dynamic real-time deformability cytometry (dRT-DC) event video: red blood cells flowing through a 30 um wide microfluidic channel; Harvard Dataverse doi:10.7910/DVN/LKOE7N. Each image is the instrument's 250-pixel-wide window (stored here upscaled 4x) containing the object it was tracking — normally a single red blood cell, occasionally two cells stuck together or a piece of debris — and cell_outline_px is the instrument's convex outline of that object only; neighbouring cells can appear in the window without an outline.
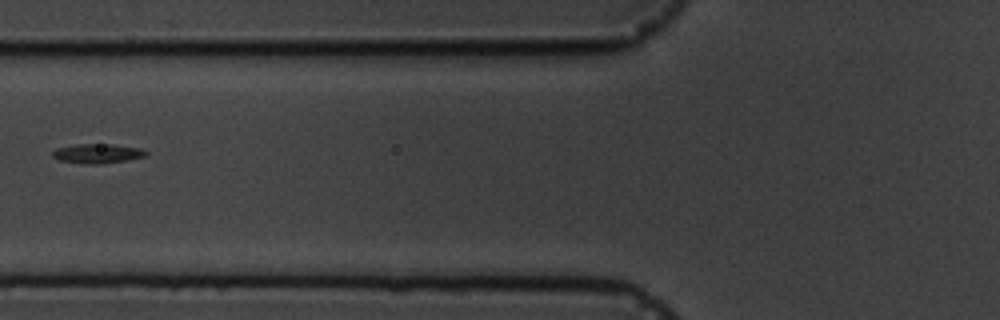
{"species": "common noctule bat (a hibernating species)", "species_latin": "Nyctalus noctula", "temperature_condition": "cold", "stored_images_in_passage": 6, "segment_of_instrument_passage": [2, 2], "camera_frame_rate_fps": 3000, "um_per_image_px": 0.085, "animal": {"sex": "male", "body_mass_g": 19.5, "forearm_length_mm": 54.6}, "frame": {"image": 1, "passage_image": 6, "time_ms": 7.333, "image_size_px": [1000, 320], "cell_outline_px": [[148, 152], [144, 156], [128, 160], [100, 164], [84, 164], [60, 160], [52, 156], [52, 152], [56, 148], [76, 144], [116, 144], [140, 148]], "centroid_in_image_um": [8.28, 13.04], "position_along_channel_um": 117.5, "area_um2": 10.64}}